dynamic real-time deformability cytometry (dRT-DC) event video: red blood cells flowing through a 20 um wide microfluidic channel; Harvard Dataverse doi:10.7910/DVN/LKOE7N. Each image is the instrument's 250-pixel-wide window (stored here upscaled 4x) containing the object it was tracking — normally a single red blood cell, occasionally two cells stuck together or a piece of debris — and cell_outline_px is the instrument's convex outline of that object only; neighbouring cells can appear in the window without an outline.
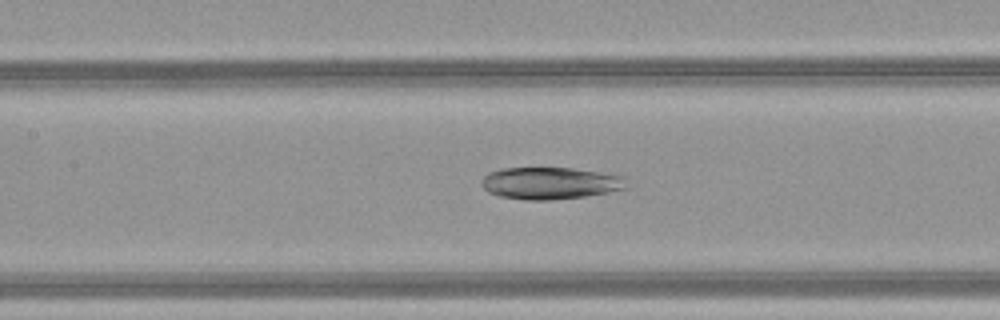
{"species": "common noctule bat (a hibernating species)", "species_latin": "Nyctalus noctula", "temperature_condition": "warm", "stored_images_in_passage": 43, "camera_frame_rate_fps": 3000, "um_per_image_px": 0.085, "animal": {"sex": "female", "body_mass_g": 21.9}, "frame": {"image": 1, "passage_image": 23, "time_ms": 7.333, "image_size_px": [1000, 320], "cell_outline_px": [[628, 188], [608, 192], [584, 196], [552, 200], [524, 200], [500, 196], [488, 192], [480, 184], [480, 180], [488, 172], [500, 168], [572, 168], [624, 176]], "centroid_in_image_um": [46.73, 15.57], "position_along_channel_um": 160.7, "area_um2": 27.17}}
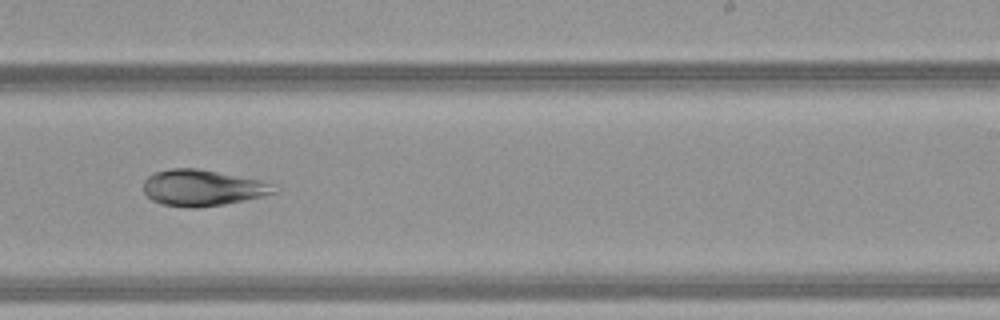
{"frame": {"image": 2, "passage_image": 31, "time_ms": 10.0, "image_size_px": [1000, 320], "cell_outline_px": [[280, 192], [244, 200], [224, 204], [196, 208], [188, 208], [160, 204], [152, 200], [144, 192], [144, 180], [148, 176], [156, 172], [172, 168], [196, 168], [260, 180], [276, 184]], "centroid_in_image_um": [17.24, 15.97], "position_along_channel_um": 271.8, "area_um2": 27.63}}
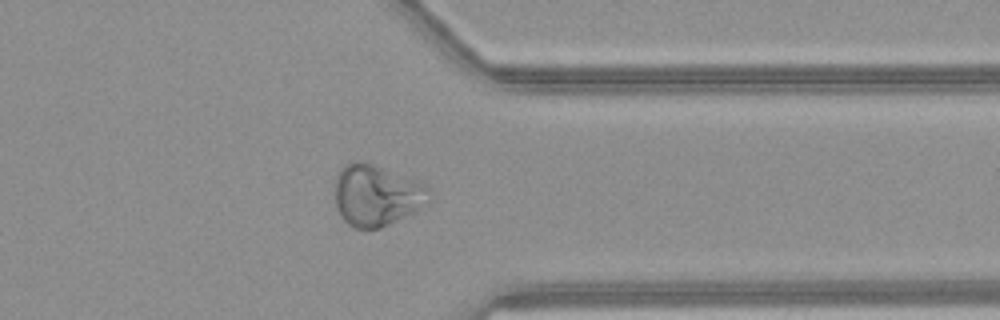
{"frame": {"image": 3, "passage_image": 39, "time_ms": 12.667, "image_size_px": [1000, 320], "cell_outline_px": [[432, 200], [424, 208], [380, 228], [356, 228], [348, 224], [340, 216], [336, 204], [336, 172], [344, 164], [372, 164], [424, 184], [428, 188]], "centroid_in_image_um": [32.03, 16.64], "position_along_channel_um": 379.4, "area_um2": 33.23}}